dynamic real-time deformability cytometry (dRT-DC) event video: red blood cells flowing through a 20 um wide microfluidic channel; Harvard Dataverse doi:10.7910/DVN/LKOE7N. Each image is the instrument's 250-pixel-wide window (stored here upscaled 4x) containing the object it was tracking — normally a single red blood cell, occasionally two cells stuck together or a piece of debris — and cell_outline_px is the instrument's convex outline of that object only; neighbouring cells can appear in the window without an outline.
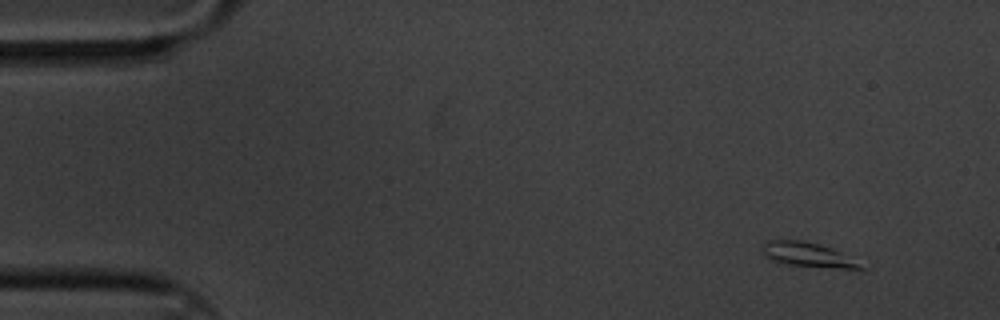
{"species": "common noctule bat (a hibernating species)", "species_latin": "Nyctalus noctula", "temperature_condition": "cold", "stored_images_in_passage": 8, "camera_frame_rate_fps": 3000, "um_per_image_px": 0.085, "animal": {"sex": "male", "body_mass_g": 20.1, "forearm_length_mm": 53.5}, "frame": {"image": 1, "passage_image": 1, "time_ms": 0.0, "image_size_px": [1000, 320], "cell_outline_px": [[868, 268], [860, 272], [780, 264], [764, 256], [764, 244], [768, 240], [800, 240], [816, 244], [840, 252]], "centroid_in_image_um": [68.78, 21.74], "position_along_channel_um": 16.2, "area_um2": 14.51}}
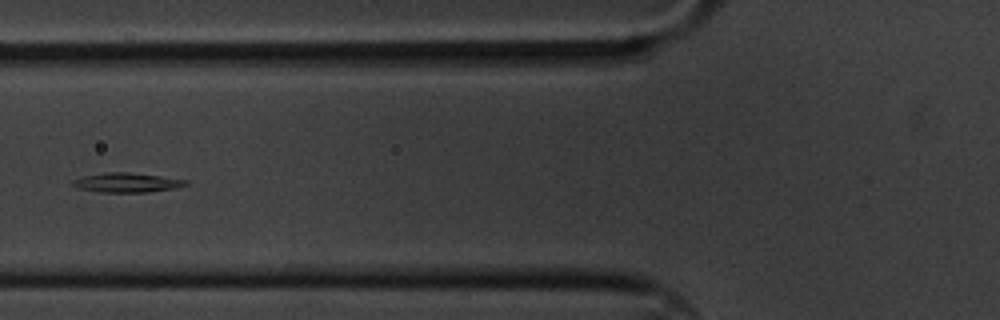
{"frame": {"image": 2, "passage_image": 6, "time_ms": 1.667, "image_size_px": [1000, 320], "cell_outline_px": [[188, 184], [172, 188], [148, 192], [100, 192], [80, 188], [72, 184], [72, 180], [84, 176], [104, 172], [128, 172], [160, 176], [188, 180]], "centroid_in_image_um": [10.77, 15.51], "position_along_channel_um": 115.0, "area_um2": 12.6}}
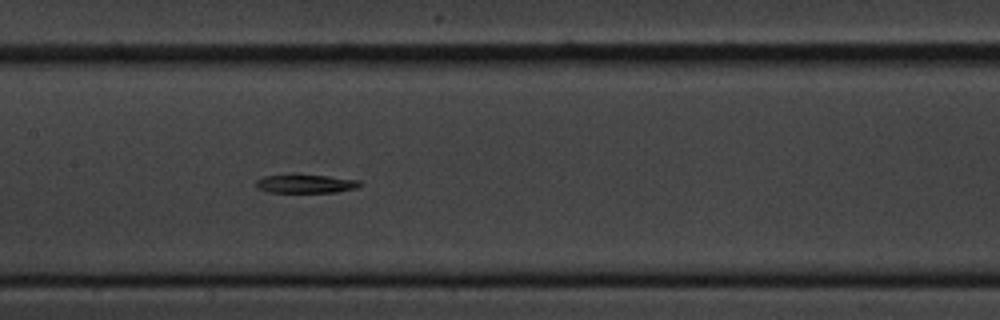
{"frame": {"image": 3, "passage_image": 8, "time_ms": 2.333, "image_size_px": [1000, 320], "cell_outline_px": [[360, 184], [356, 188], [336, 192], [268, 192], [256, 188], [256, 180], [264, 176], [292, 172], [328, 176], [360, 180]], "centroid_in_image_um": [25.9, 15.58], "position_along_channel_um": 181.5, "area_um2": 11.73}}